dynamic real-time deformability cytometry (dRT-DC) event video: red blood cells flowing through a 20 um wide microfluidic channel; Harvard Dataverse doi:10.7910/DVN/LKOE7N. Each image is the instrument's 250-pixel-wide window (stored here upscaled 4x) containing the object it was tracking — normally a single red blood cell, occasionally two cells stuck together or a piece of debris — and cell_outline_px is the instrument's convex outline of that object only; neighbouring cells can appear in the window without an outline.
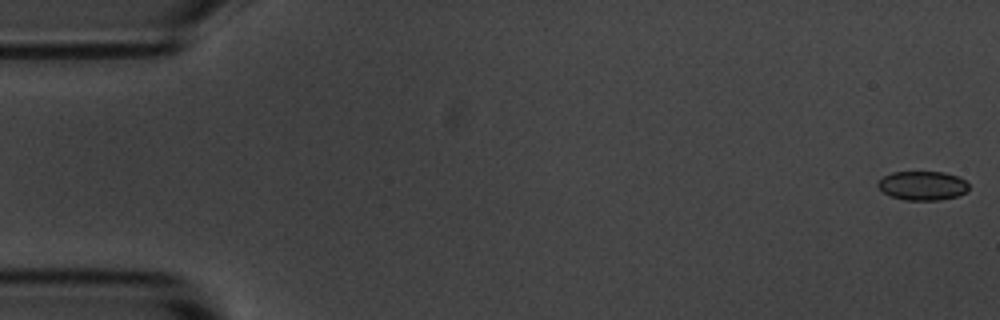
{"species": "common noctule bat (a hibernating species)", "species_latin": "Nyctalus noctula", "temperature_condition": "room temperature", "stored_images_in_passage": 56, "camera_frame_rate_fps": 3000, "um_per_image_px": 0.085, "animal": {"sex": "male", "body_mass_g": 20.1, "forearm_length_mm": 53.5}, "frame": {"image": 1, "passage_image": 1, "time_ms": 0.0, "image_size_px": [1000, 320], "cell_outline_px": [[968, 192], [956, 196], [940, 200], [904, 200], [892, 196], [884, 192], [876, 184], [884, 176], [892, 172], [944, 172], [960, 176], [968, 184]], "centroid_in_image_um": [78.45, 15.77], "position_along_channel_um": 6.5, "area_um2": 15.37}}
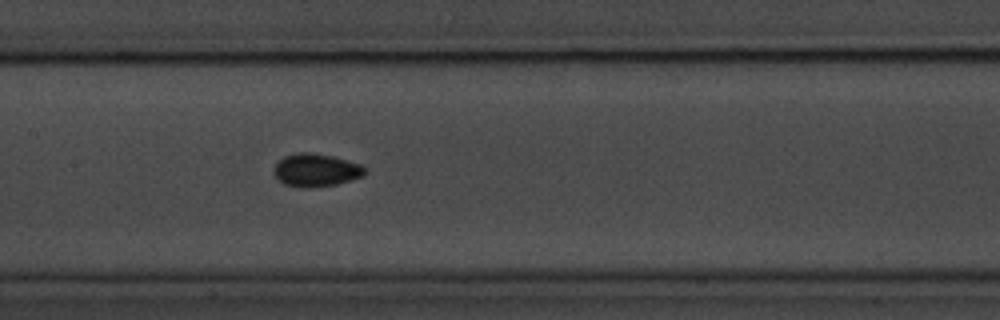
{"frame": {"image": 2, "passage_image": 27, "time_ms": 8.667, "image_size_px": [1000, 320], "cell_outline_px": [[368, 172], [364, 176], [336, 184], [308, 188], [300, 188], [284, 184], [272, 172], [276, 164], [284, 156], [300, 152], [308, 152], [332, 156], [360, 164]], "centroid_in_image_um": [26.86, 14.47], "position_along_channel_um": 180.5, "area_um2": 17.4}}
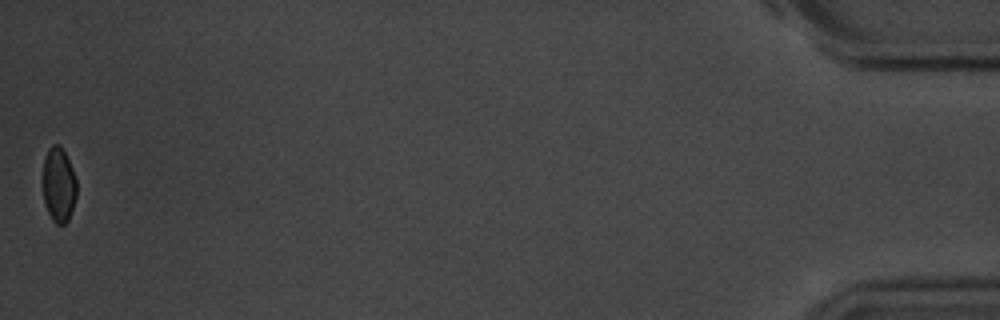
{"frame": {"image": 3, "passage_image": 56, "time_ms": 18.333, "image_size_px": [1000, 320], "cell_outline_px": [[76, 196], [68, 220], [64, 224], [56, 224], [52, 220], [44, 204], [44, 160], [48, 148], [52, 144], [60, 144], [72, 168], [76, 180]], "centroid_in_image_um": [4.99, 15.71], "position_along_channel_um": 430.2, "area_um2": 14.51}, "authors_computed_cell_mechanics": {"area_um2": 15.9817, "velocity_mm_per_s": 3.5955, "shape_relaxation_time_tau1_ms": 2.8919, "shape_relaxation_time_tau2_ms": 2.7597, "deformation_change_tau1": 0.0643, "deformation_change_tau2": 0.0508}}